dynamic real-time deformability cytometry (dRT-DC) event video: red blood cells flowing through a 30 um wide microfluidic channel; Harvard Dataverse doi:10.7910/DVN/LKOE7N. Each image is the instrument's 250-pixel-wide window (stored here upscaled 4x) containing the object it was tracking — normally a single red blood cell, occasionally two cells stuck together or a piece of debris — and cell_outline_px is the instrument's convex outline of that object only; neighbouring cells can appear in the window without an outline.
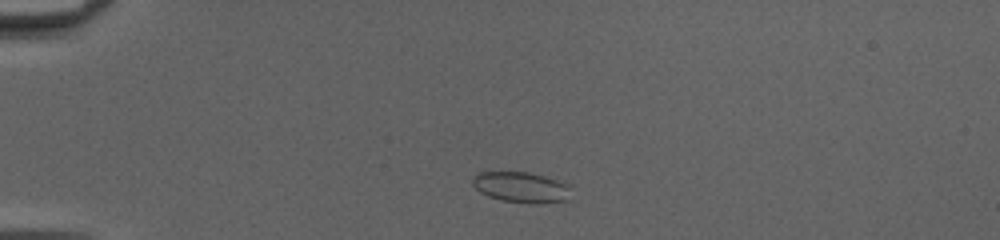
{"species": "common noctule bat (a hibernating species)", "species_latin": "Nyctalus noctula", "temperature_condition": "cold", "stored_images_in_passage": 43, "camera_frame_rate_fps": 3000, "um_per_image_px": 0.085, "animal": {"sex": "female", "body_mass_g": 20.0, "forearm_length_mm": 54.0}, "frame": {"image": 1, "passage_image": 5, "time_ms": 1.333, "image_size_px": [1000, 240], "cell_outline_px": [[572, 200], [540, 204], [528, 204], [500, 200], [488, 196], [480, 192], [472, 184], [472, 176], [476, 172], [528, 172], [544, 176], [572, 184]], "centroid_in_image_um": [44.39, 15.93], "position_along_channel_um": 40.6, "area_um2": 18.32}}
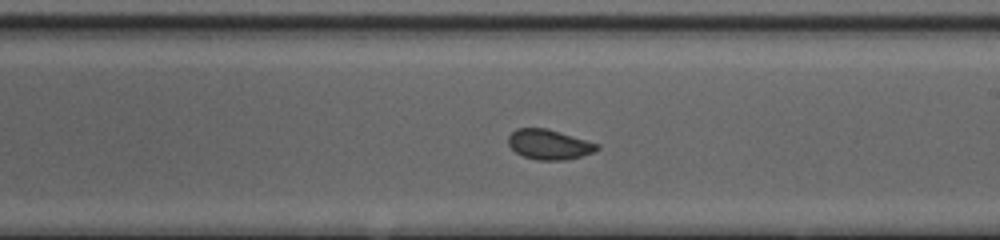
{"frame": {"image": 2, "passage_image": 23, "time_ms": 7.333, "image_size_px": [1000, 240], "cell_outline_px": [[600, 148], [592, 152], [580, 156], [564, 160], [536, 160], [524, 156], [516, 152], [508, 144], [508, 136], [516, 128], [548, 128], [600, 144]], "centroid_in_image_um": [46.67, 12.27], "position_along_channel_um": 242.3, "area_um2": 15.49}}
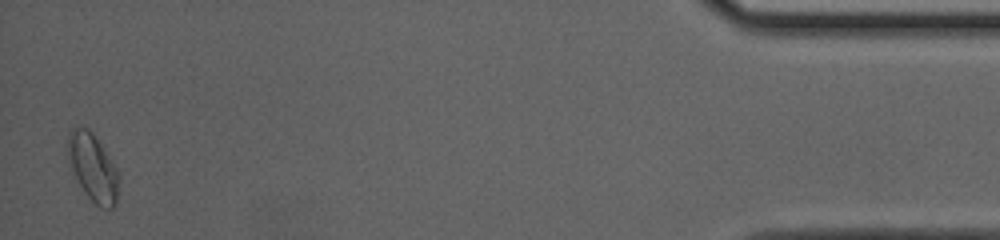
{"frame": {"image": 3, "passage_image": 42, "time_ms": 13.667, "image_size_px": [1000, 240], "cell_outline_px": [[120, 176], [116, 204], [112, 208], [100, 208], [88, 196], [80, 184], [68, 164], [68, 132], [72, 128], [88, 128], [92, 132], [116, 168]], "centroid_in_image_um": [7.9, 14.25], "position_along_channel_um": 427.3, "area_um2": 19.77}, "authors_computed_cell_mechanics": {"area_um2": 16.2996, "velocity_mm_per_s": 4.1444, "shape_relaxation_time_tau1_ms": 4.6042, "shape_relaxation_time_tau2_ms": 0.7395, "deformation_change_tau1": 0.0818, "deformation_change_tau2": 0.0338}}